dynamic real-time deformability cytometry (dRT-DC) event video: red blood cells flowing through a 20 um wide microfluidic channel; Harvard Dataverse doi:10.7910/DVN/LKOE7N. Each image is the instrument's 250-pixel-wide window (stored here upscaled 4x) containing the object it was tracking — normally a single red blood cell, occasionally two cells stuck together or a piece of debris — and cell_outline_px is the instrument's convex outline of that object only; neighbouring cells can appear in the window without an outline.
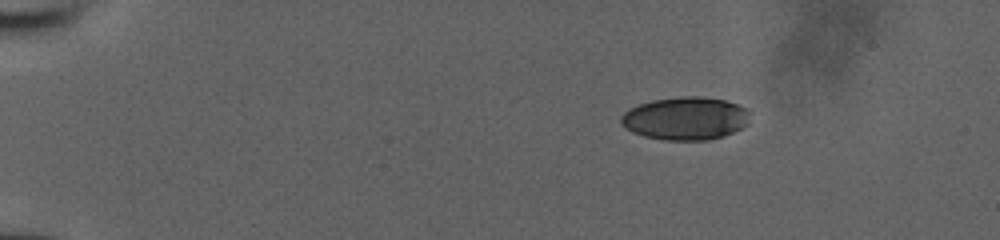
{"species": "human", "species_latin": "Homo sapiens", "temperature_condition": "room temperature", "stored_images_in_passage": 7, "camera_frame_rate_fps": 3000, "um_per_image_px": 0.085, "donor": {"sex": "male"}, "frame": {"image": 1, "passage_image": 1, "time_ms": 0.0, "image_size_px": [1000, 240], "cell_outline_px": [[748, 124], [724, 136], [708, 140], [664, 140], [644, 136], [632, 132], [620, 124], [620, 116], [628, 108], [652, 100], [680, 96], [700, 96], [728, 100], [740, 104], [748, 108]], "centroid_in_image_um": [58.26, 10.05], "position_along_channel_um": 26.7, "area_um2": 32.66}}
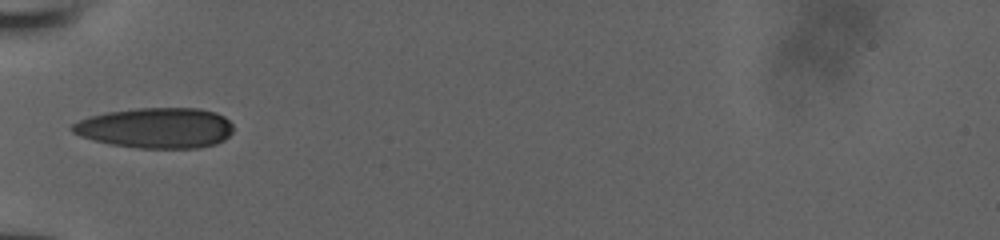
{"frame": {"image": 2, "passage_image": 6, "time_ms": 1.667, "image_size_px": [1000, 240], "cell_outline_px": [[232, 132], [224, 140], [216, 144], [200, 148], [136, 148], [112, 144], [80, 136], [72, 132], [68, 128], [72, 124], [88, 116], [104, 112], [136, 108], [200, 108], [216, 112], [224, 116], [232, 124]], "centroid_in_image_um": [13.25, 10.87], "position_along_channel_um": 71.7, "area_um2": 38.26}}